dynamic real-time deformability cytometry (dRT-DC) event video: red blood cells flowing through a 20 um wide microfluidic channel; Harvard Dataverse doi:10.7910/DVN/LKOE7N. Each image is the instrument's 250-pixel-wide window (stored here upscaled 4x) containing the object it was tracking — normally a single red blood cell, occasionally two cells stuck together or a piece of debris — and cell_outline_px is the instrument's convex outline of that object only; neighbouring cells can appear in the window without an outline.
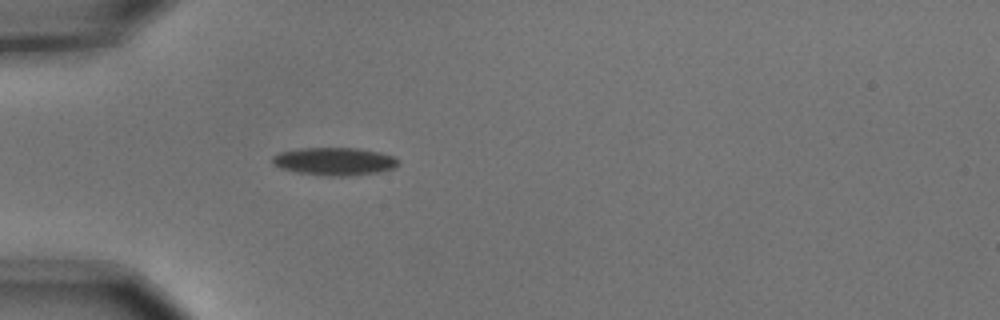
{"species": "common noctule bat (a hibernating species)", "species_latin": "Nyctalus noctula", "temperature_condition": "cold", "stored_images_in_passage": 4, "camera_frame_rate_fps": 3000, "um_per_image_px": 0.085, "animal": {"sex": "male", "body_mass_g": 15.6}, "frame": {"image": 1, "passage_image": 4, "time_ms": 1.0, "image_size_px": [1000, 320], "cell_outline_px": [[400, 164], [396, 168], [376, 172], [348, 176], [328, 176], [296, 172], [280, 168], [272, 164], [272, 156], [280, 152], [300, 148], [356, 148], [380, 152], [392, 156], [400, 160]], "centroid_in_image_um": [28.43, 13.72], "position_along_channel_um": 56.6, "area_um2": 20.52}}